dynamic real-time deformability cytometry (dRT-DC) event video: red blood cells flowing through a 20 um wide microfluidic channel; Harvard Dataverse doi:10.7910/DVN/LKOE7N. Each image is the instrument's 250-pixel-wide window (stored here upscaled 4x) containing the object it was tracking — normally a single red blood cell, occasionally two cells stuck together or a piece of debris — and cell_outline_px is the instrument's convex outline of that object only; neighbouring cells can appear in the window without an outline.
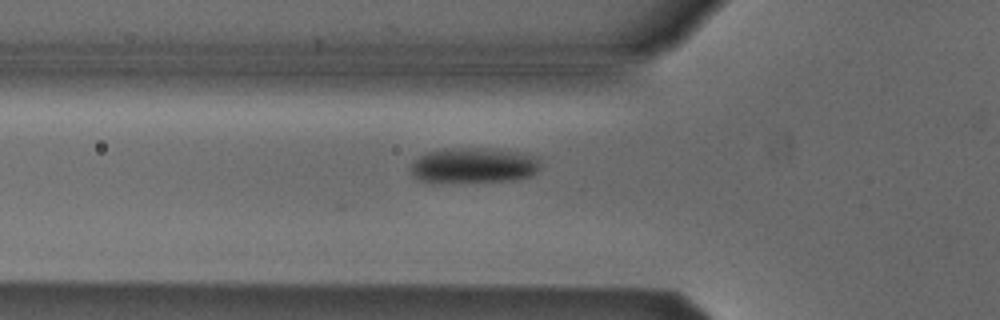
{"species": "Egyptian fruit bat (a non-hibernating species)", "species_latin": "Rousettus aegyptiacus", "temperature_condition": "cold", "stored_images_in_passage": 3, "segment_of_instrument_passage": [1, 2], "camera_frame_rate_fps": 3000, "um_per_image_px": 0.085, "animal": {"sex": "male"}, "frame": {"image": 1, "passage_image": 2, "time_ms": 1.0, "image_size_px": [1000, 320], "cell_outline_px": [[536, 172], [528, 176], [512, 180], [420, 180], [412, 172], [412, 164], [420, 156], [428, 152], [456, 148], [472, 148], [516, 152], [532, 156], [536, 160]], "centroid_in_image_um": [40.24, 14.03], "position_along_channel_um": 85.6, "area_um2": 24.8}}